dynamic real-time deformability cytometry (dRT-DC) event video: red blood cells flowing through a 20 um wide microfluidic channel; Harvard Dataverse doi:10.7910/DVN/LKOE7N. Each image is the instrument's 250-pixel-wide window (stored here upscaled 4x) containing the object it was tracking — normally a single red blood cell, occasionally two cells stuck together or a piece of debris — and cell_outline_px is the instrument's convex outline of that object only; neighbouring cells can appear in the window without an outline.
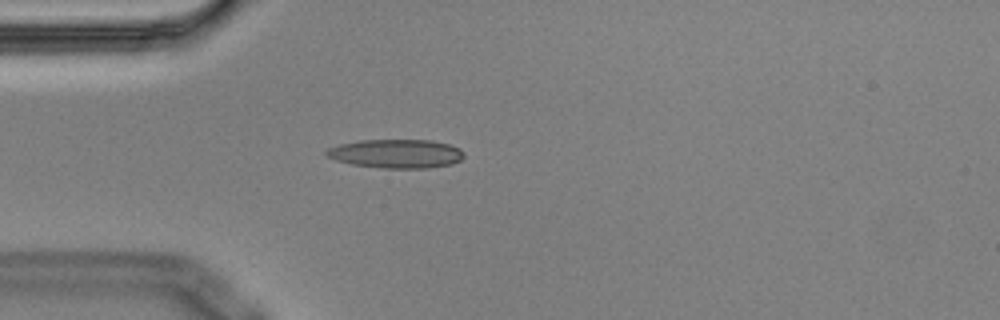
{"species": "Egyptian fruit bat (a non-hibernating species)", "species_latin": "Rousettus aegyptiacus", "temperature_condition": "cold", "stored_images_in_passage": 1, "camera_frame_rate_fps": 3000, "um_per_image_px": 0.085, "animal": {"sex": "male"}, "frame": {"image": 1, "passage_image": 1, "time_ms": 0.0, "image_size_px": [1000, 320], "cell_outline_px": [[464, 156], [460, 160], [452, 164], [428, 168], [380, 168], [352, 164], [336, 160], [328, 156], [324, 152], [328, 148], [340, 144], [360, 140], [432, 140], [448, 144], [460, 148], [464, 152]], "centroid_in_image_um": [33.7, 13.06], "position_along_channel_um": 51.3, "area_um2": 23.12}}